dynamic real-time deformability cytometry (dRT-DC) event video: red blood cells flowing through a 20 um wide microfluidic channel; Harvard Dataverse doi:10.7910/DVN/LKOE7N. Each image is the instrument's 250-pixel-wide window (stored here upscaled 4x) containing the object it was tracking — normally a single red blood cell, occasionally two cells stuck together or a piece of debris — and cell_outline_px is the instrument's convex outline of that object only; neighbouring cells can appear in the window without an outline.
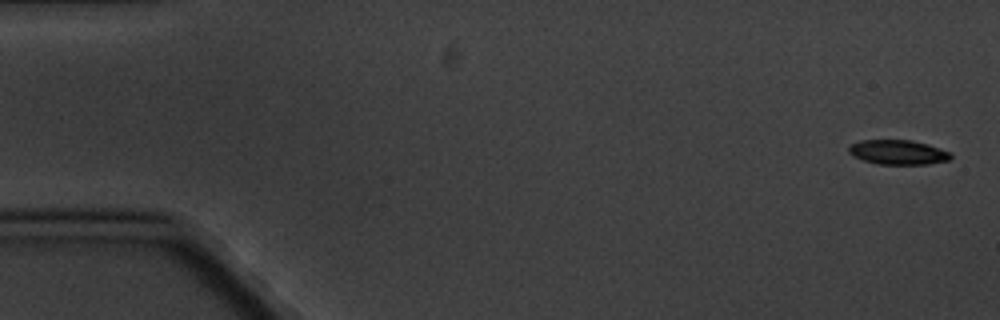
{"species": "common noctule bat (a hibernating species)", "species_latin": "Nyctalus noctula", "temperature_condition": "cold", "stored_images_in_passage": 6, "camera_frame_rate_fps": 3000, "um_per_image_px": 0.085, "animal": {"sex": "male", "body_mass_g": 20.1, "forearm_length_mm": 53.5}, "frame": {"image": 1, "passage_image": 1, "time_ms": 0.0, "image_size_px": [1000, 320], "cell_outline_px": [[952, 156], [948, 160], [928, 164], [880, 164], [864, 160], [852, 156], [848, 152], [848, 148], [852, 144], [860, 140], [912, 140], [928, 144], [952, 152]], "centroid_in_image_um": [76.35, 12.93], "position_along_channel_um": 8.7, "area_um2": 14.62}}
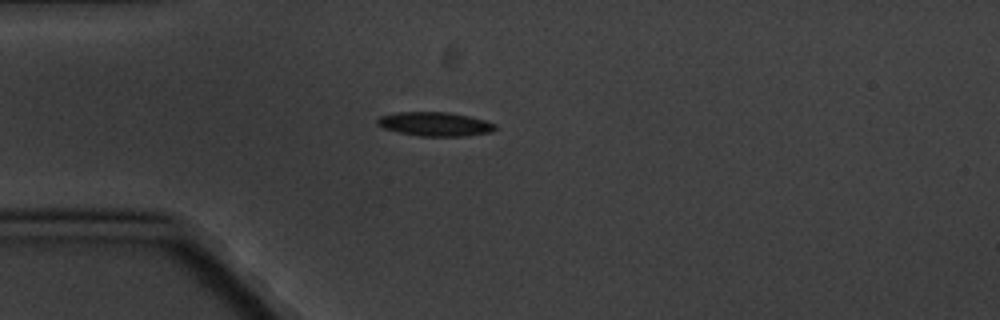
{"frame": {"image": 2, "passage_image": 5, "time_ms": 4.667, "image_size_px": [1000, 320], "cell_outline_px": [[496, 128], [492, 132], [468, 136], [420, 136], [400, 132], [384, 128], [376, 124], [376, 120], [380, 116], [396, 112], [448, 112], [468, 116], [484, 120], [496, 124]], "centroid_in_image_um": [36.98, 10.54], "position_along_channel_um": 48.0, "area_um2": 16.47}}